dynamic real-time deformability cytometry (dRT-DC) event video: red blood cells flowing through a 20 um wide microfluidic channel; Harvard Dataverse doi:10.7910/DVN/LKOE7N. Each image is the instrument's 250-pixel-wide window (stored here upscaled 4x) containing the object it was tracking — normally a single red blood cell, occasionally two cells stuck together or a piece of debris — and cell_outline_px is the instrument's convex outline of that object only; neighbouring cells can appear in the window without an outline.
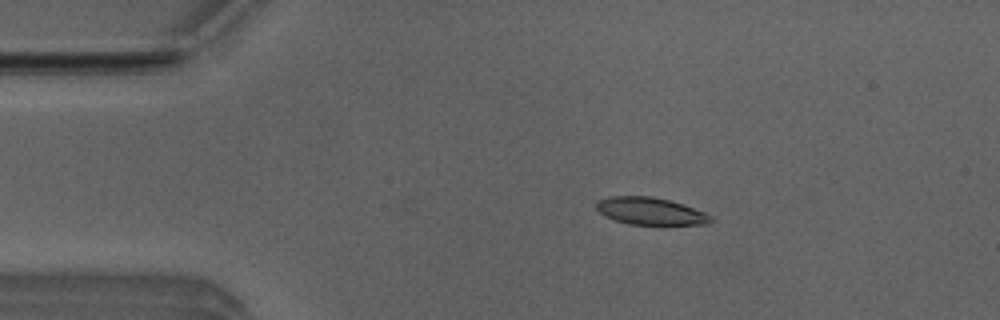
{"species": "Egyptian fruit bat (a non-hibernating species)", "species_latin": "Rousettus aegyptiacus", "temperature_condition": "room temperature", "stored_images_in_passage": 4, "camera_frame_rate_fps": 3000, "um_per_image_px": 0.085, "animal": {"sex": "male"}, "frame": {"image": 1, "passage_image": 3, "time_ms": 0.667, "image_size_px": [1000, 320], "cell_outline_px": [[712, 220], [708, 224], [628, 224], [604, 216], [596, 208], [596, 200], [608, 196], [652, 196], [668, 200], [704, 212], [712, 216]], "centroid_in_image_um": [55.22, 17.94], "position_along_channel_um": 29.8, "area_um2": 17.98}}